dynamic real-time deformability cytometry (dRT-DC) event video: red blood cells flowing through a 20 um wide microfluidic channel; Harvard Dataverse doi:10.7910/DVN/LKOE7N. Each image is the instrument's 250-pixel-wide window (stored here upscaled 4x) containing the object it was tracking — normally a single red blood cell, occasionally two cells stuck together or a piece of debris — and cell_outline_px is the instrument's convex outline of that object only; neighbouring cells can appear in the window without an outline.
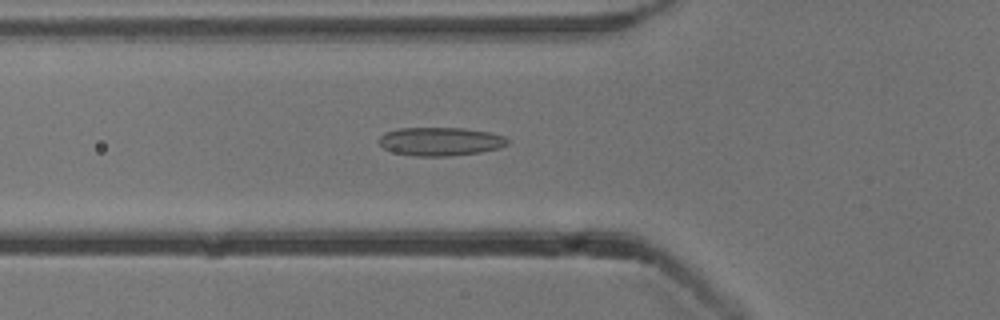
{"species": "common noctule bat (a hibernating species)", "species_latin": "Nyctalus noctula", "temperature_condition": "cold", "stored_images_in_passage": 53, "camera_frame_rate_fps": 3000, "um_per_image_px": 0.085, "animal": {"sex": "male", "body_mass_g": 13.3}, "frame": {"image": 1, "passage_image": 19, "time_ms": 6.0, "image_size_px": [1000, 320], "cell_outline_px": [[508, 144], [500, 148], [480, 152], [448, 156], [416, 156], [396, 152], [384, 148], [376, 140], [384, 132], [400, 128], [464, 128], [492, 132], [504, 136], [508, 140]], "centroid_in_image_um": [37.44, 12.01], "position_along_channel_um": 88.4, "area_um2": 21.39}}
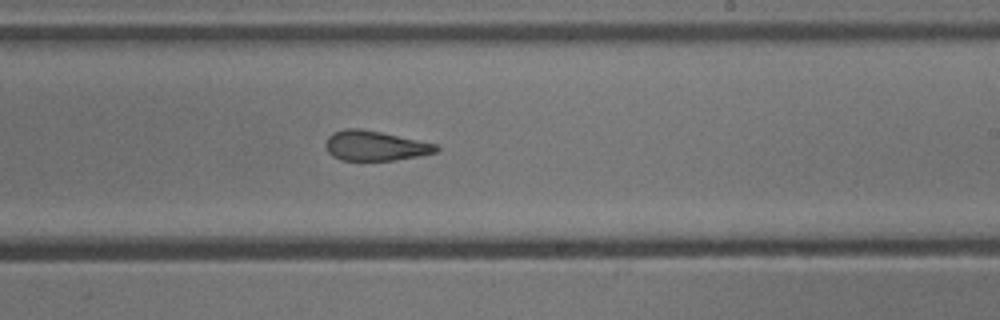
{"frame": {"image": 2, "passage_image": 32, "time_ms": 10.333, "image_size_px": [1000, 320], "cell_outline_px": [[440, 148], [436, 152], [420, 156], [396, 160], [340, 160], [332, 156], [324, 148], [324, 144], [328, 136], [332, 132], [344, 128], [360, 128], [380, 132], [436, 144]], "centroid_in_image_um": [31.83, 12.39], "position_along_channel_um": 257.2, "area_um2": 19.36}}
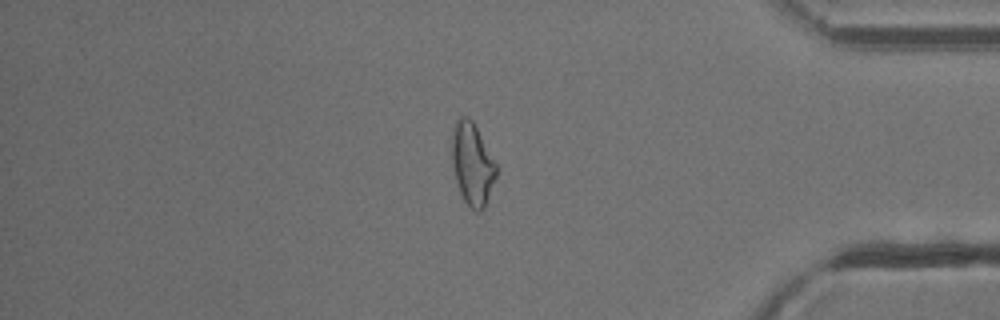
{"frame": {"image": 3, "passage_image": 45, "time_ms": 14.667, "image_size_px": [1000, 320], "cell_outline_px": [[496, 176], [484, 208], [480, 212], [476, 212], [464, 200], [460, 192], [456, 180], [452, 164], [452, 128], [456, 120], [460, 116], [468, 116], [472, 120], [496, 164]], "centroid_in_image_um": [40.12, 13.92], "position_along_channel_um": 395.1, "area_um2": 20.98}, "authors_computed_cell_mechanics": {"area_um2": 21.386, "velocity_mm_per_s": 3.8723, "shape_relaxation_time_tau1_ms": null, "shape_relaxation_time_tau2_ms": 1.9589, "deformation_change_tau1": null, "deformation_change_tau2": 0.1031}}